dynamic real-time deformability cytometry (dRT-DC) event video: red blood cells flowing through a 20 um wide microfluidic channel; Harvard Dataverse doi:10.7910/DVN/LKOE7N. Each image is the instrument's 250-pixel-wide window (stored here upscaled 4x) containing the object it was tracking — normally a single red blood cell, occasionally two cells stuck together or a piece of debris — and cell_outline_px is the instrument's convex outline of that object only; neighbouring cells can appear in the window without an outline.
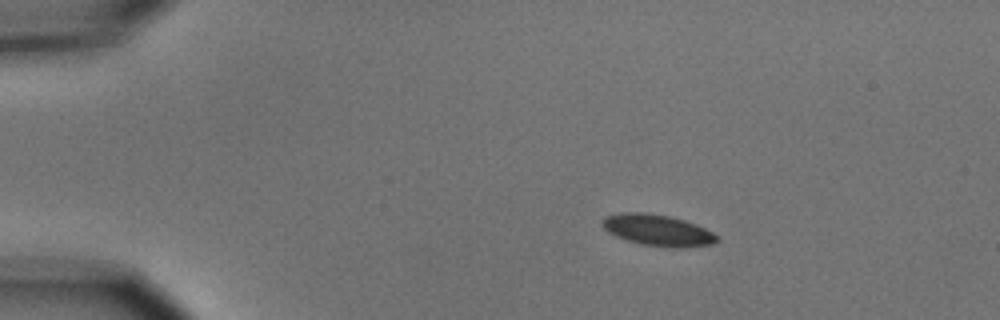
{"species": "common noctule bat (a hibernating species)", "species_latin": "Nyctalus noctula", "temperature_condition": "cold", "stored_images_in_passage": 2, "camera_frame_rate_fps": 3000, "um_per_image_px": 0.085, "animal": {"sex": "male", "body_mass_g": 15.6}, "frame": {"image": 1, "passage_image": 1, "time_ms": 0.0, "image_size_px": [1000, 320], "cell_outline_px": [[720, 240], [712, 244], [680, 248], [668, 248], [640, 244], [624, 240], [608, 232], [600, 224], [600, 220], [604, 216], [620, 212], [644, 212], [668, 216], [684, 220], [696, 224], [712, 232]], "centroid_in_image_um": [55.84, 19.57], "position_along_channel_um": 29.2, "area_um2": 21.21}}